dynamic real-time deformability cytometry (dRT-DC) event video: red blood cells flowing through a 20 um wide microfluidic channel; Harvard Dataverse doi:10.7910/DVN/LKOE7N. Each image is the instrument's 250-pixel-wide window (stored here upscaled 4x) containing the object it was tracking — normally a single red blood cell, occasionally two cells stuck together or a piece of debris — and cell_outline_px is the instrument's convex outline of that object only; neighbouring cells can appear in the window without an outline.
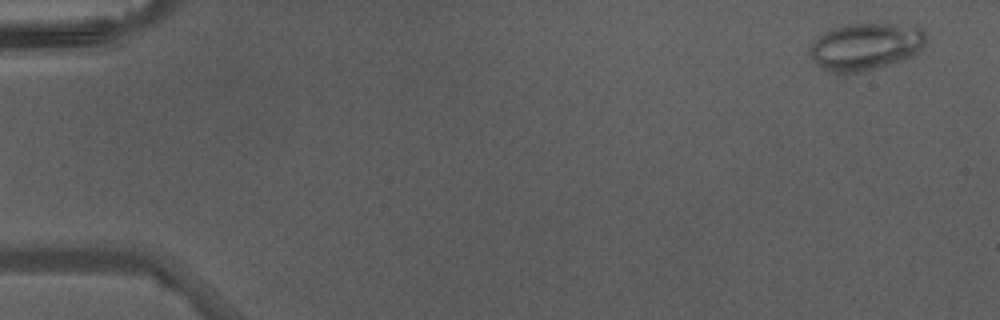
{"species": "Egyptian fruit bat (a non-hibernating species)", "species_latin": "Rousettus aegyptiacus", "temperature_condition": "warm", "stored_images_in_passage": 15, "camera_frame_rate_fps": 3000, "um_per_image_px": 0.085, "animal": {"sex": "male"}, "frame": {"image": 1, "passage_image": 3, "time_ms": 0.667, "image_size_px": [1000, 320], "cell_outline_px": [[928, 40], [920, 52], [912, 56], [864, 72], [832, 72], [820, 68], [812, 60], [808, 52], [812, 44], [824, 32], [832, 28], [844, 24], [892, 24], [924, 28], [928, 36]], "centroid_in_image_um": [73.6, 3.95], "position_along_channel_um": 11.4, "area_um2": 32.08}}